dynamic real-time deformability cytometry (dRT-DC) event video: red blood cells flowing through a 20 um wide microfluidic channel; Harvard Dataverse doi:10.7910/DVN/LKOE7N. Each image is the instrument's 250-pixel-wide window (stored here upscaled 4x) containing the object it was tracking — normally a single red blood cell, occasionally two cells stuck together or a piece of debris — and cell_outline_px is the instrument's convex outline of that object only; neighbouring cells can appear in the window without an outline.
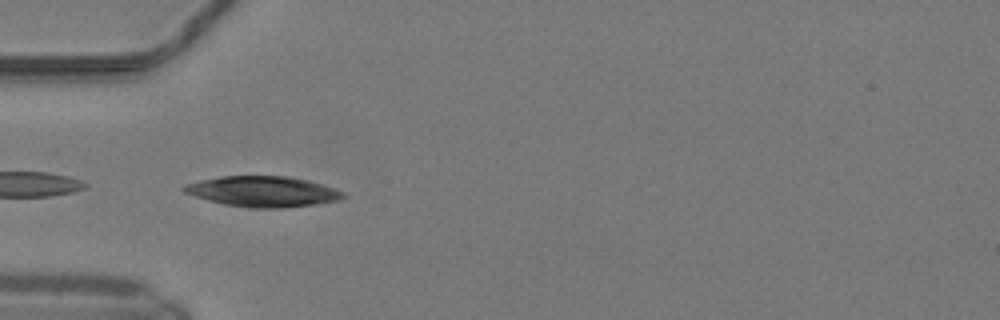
{"species": "common noctule bat (a hibernating species)", "species_latin": "Nyctalus noctula", "temperature_condition": "warm", "stored_images_in_passage": 9, "camera_frame_rate_fps": 3000, "um_per_image_px": 0.085, "animal": {"sex": "male", "body_mass_g": 19.2, "forearm_length_mm": 51.8}, "frame": {"image": 1, "passage_image": 4, "time_ms": 1.0, "image_size_px": [1000, 320], "cell_outline_px": [[344, 196], [336, 200], [316, 204], [284, 208], [248, 208], [224, 204], [208, 200], [184, 192], [180, 188], [184, 184], [200, 180], [220, 176], [288, 176], [308, 180], [344, 192]], "centroid_in_image_um": [22.28, 16.28], "position_along_channel_um": 62.7, "area_um2": 28.21}}
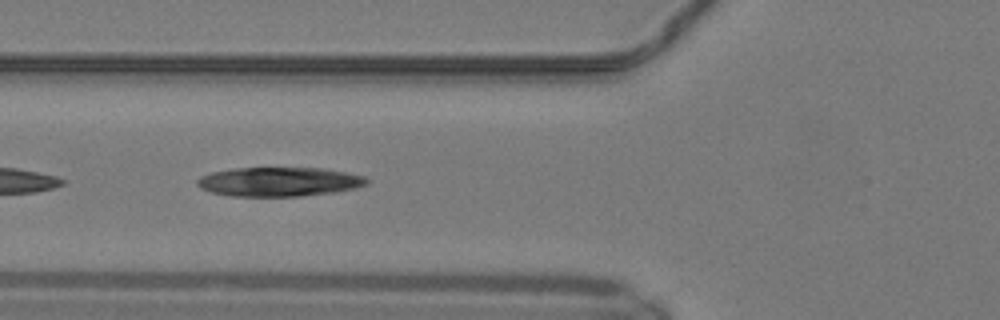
{"frame": {"image": 2, "passage_image": 7, "time_ms": 2.0, "image_size_px": [1000, 320], "cell_outline_px": [[368, 184], [356, 188], [336, 192], [300, 196], [228, 196], [212, 192], [200, 188], [196, 184], [196, 180], [200, 176], [212, 172], [236, 168], [324, 168], [348, 172], [364, 176], [368, 180]], "centroid_in_image_um": [23.74, 15.45], "position_along_channel_um": 102.1, "area_um2": 29.02}}